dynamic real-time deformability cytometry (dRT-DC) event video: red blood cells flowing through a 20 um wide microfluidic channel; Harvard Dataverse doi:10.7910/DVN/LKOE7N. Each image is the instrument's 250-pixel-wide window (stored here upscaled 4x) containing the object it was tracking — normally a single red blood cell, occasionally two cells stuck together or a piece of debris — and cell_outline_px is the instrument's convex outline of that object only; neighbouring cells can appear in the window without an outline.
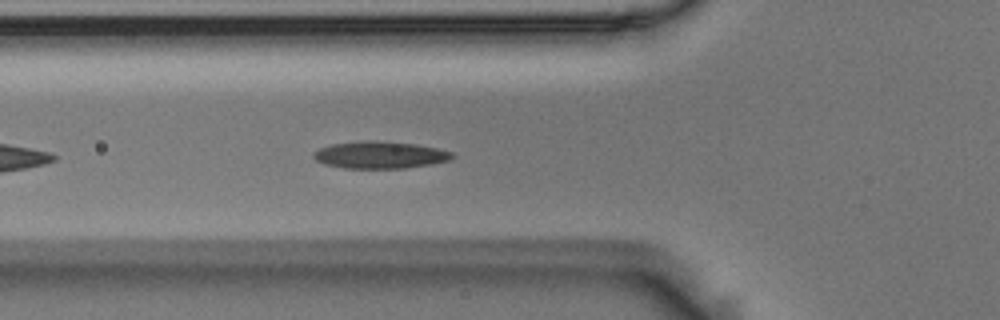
{"species": "Egyptian fruit bat (a non-hibernating species)", "species_latin": "Rousettus aegyptiacus", "temperature_condition": "room temperature", "stored_images_in_passage": 42, "camera_frame_rate_fps": 3000, "um_per_image_px": 0.085, "animal": {"sex": "male"}, "frame": {"image": 1, "passage_image": 6, "time_ms": 1.667, "image_size_px": [1000, 320], "cell_outline_px": [[456, 156], [452, 160], [432, 164], [404, 168], [344, 168], [324, 164], [316, 160], [312, 156], [320, 148], [332, 144], [364, 140], [376, 140], [416, 144], [436, 148], [452, 152]], "centroid_in_image_um": [32.34, 13.17], "position_along_channel_um": 93.5, "area_um2": 21.96}}
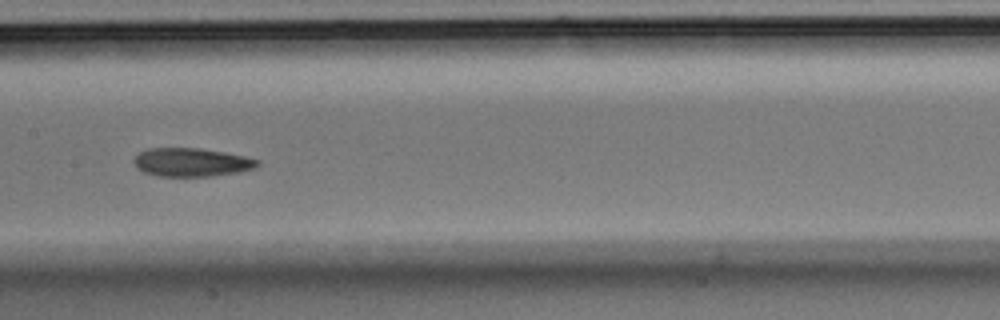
{"frame": {"image": 2, "passage_image": 14, "time_ms": 4.333, "image_size_px": [1000, 320], "cell_outline_px": [[260, 164], [256, 168], [240, 172], [212, 176], [156, 176], [144, 172], [136, 168], [132, 160], [140, 152], [148, 148], [200, 148], [224, 152], [244, 156], [260, 160]], "centroid_in_image_um": [16.29, 13.8], "position_along_channel_um": 191.1, "area_um2": 20.69}}
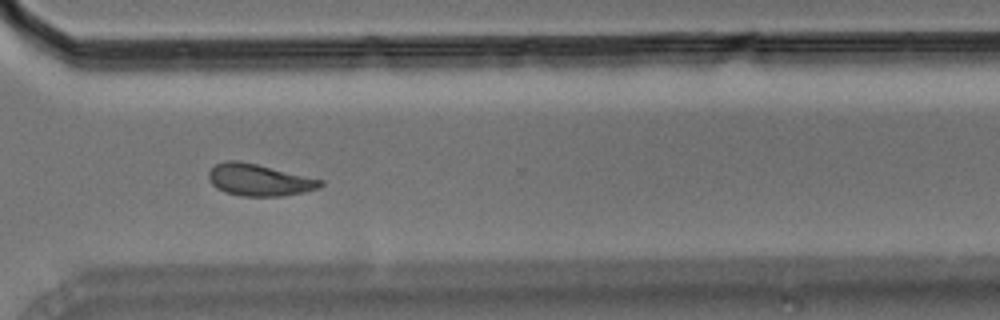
{"frame": {"image": 3, "passage_image": 27, "time_ms": 8.667, "image_size_px": [1000, 320], "cell_outline_px": [[324, 184], [320, 188], [304, 192], [280, 196], [240, 196], [224, 192], [216, 188], [208, 180], [208, 172], [216, 164], [228, 160], [240, 160], [324, 180]], "centroid_in_image_um": [22.02, 15.3], "position_along_channel_um": 348.6, "area_um2": 20.87}, "authors_computed_cell_mechanics": {"area_um2": 21.0392, "velocity_mm_per_s": 3.64, "shape_relaxation_time_tau1_ms": 5.8857, "shape_relaxation_time_tau2_ms": 3.4776, "deformation_change_tau1": 0.1522, "deformation_change_tau2": 0.0956}}